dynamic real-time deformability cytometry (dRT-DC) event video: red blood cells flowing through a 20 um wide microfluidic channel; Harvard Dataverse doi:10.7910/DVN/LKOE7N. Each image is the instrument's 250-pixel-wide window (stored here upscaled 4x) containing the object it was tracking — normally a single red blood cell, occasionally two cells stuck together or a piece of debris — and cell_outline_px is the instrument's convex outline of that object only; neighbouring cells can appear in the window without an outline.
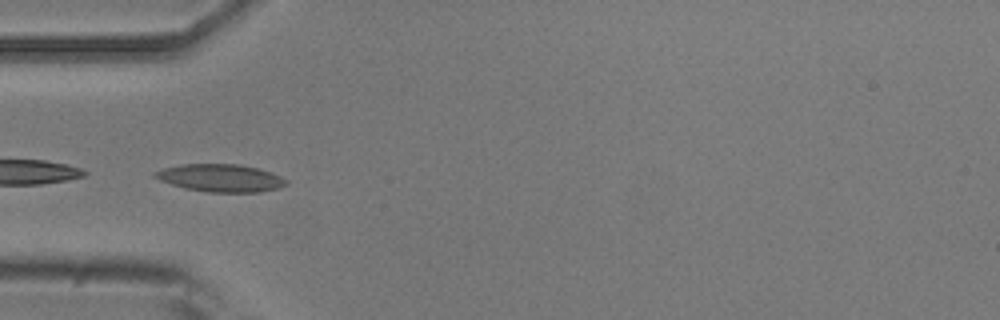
{"species": "common noctule bat (a hibernating species)", "species_latin": "Nyctalus noctula", "temperature_condition": "room temperature", "stored_images_in_passage": 51, "camera_frame_rate_fps": 3000, "um_per_image_px": 0.085, "animal": {"sex": "male", "body_mass_g": 20.5, "forearm_length_mm": 52.5}, "frame": {"image": 1, "passage_image": 15, "time_ms": 4.667, "image_size_px": [1000, 320], "cell_outline_px": [[288, 184], [276, 188], [260, 192], [208, 192], [184, 188], [160, 180], [152, 176], [156, 172], [164, 168], [180, 164], [240, 164], [272, 172], [288, 180]], "centroid_in_image_um": [18.76, 15.12], "position_along_channel_um": 66.2, "area_um2": 21.04}, "authors_computed_cell_mechanics": {"area_um2": 19.1318, "velocity_mm_per_s": 3.824, "shape_relaxation_time_tau1_ms": 5.9265, "shape_relaxation_time_tau2_ms": 2.8317, "deformation_change_tau1": 0.1507, "deformation_change_tau2": 0.0879}}